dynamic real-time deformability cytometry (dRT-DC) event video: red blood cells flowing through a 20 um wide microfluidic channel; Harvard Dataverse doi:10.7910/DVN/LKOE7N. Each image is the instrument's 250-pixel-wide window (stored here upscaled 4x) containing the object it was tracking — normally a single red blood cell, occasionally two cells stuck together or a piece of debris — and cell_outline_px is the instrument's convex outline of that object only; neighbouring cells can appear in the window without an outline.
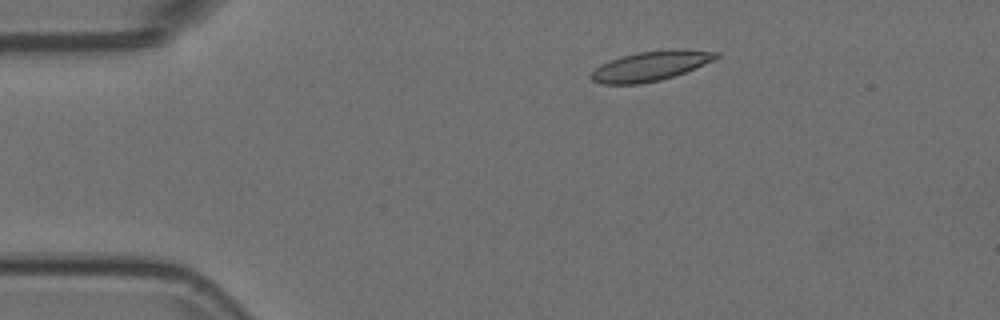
{"species": "Egyptian fruit bat (a non-hibernating species)", "species_latin": "Rousettus aegyptiacus", "temperature_condition": "room temperature", "stored_images_in_passage": 25, "camera_frame_rate_fps": 3000, "um_per_image_px": 0.085, "animal": {"sex": "female"}, "frame": {"image": 1, "passage_image": 1, "time_ms": 0.0, "image_size_px": [1000, 320], "cell_outline_px": [[720, 56], [712, 60], [684, 72], [660, 80], [640, 84], [600, 84], [592, 80], [588, 76], [600, 64], [620, 56], [636, 52], [668, 48], [688, 48], [720, 52]], "centroid_in_image_um": [55.29, 5.58], "position_along_channel_um": 29.7, "area_um2": 21.96}}
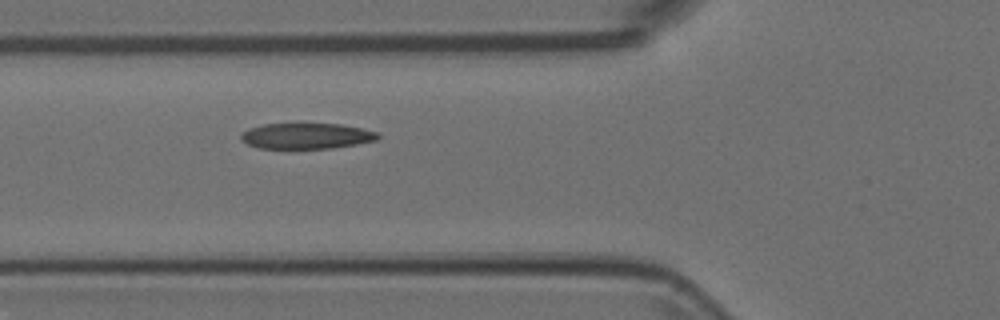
{"frame": {"image": 2, "passage_image": 11, "time_ms": 3.333, "image_size_px": [1000, 320], "cell_outline_px": [[380, 136], [376, 140], [356, 144], [332, 148], [260, 148], [248, 144], [240, 140], [240, 136], [248, 128], [264, 124], [340, 124], [380, 132]], "centroid_in_image_um": [26.05, 11.55], "position_along_channel_um": 99.7, "area_um2": 20.4}}
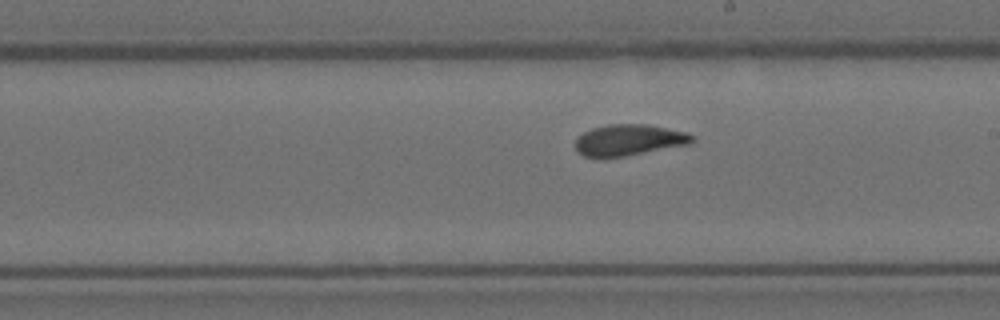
{"frame": {"image": 3, "passage_image": 22, "time_ms": 7.0, "image_size_px": [1000, 320], "cell_outline_px": [[696, 140], [688, 144], [624, 156], [584, 156], [576, 152], [576, 136], [592, 128], [608, 124], [648, 124], [688, 132], [696, 136]], "centroid_in_image_um": [53.49, 11.87], "position_along_channel_um": 235.5, "area_um2": 21.15}}